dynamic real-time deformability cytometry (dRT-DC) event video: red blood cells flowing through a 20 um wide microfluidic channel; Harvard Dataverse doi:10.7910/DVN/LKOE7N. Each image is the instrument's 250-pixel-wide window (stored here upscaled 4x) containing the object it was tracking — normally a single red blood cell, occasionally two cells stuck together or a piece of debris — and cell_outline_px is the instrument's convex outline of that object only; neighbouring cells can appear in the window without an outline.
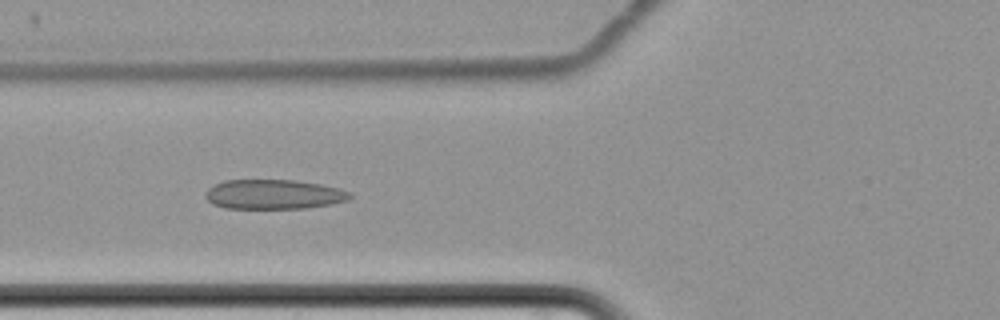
{"species": "common noctule bat (a hibernating species)", "species_latin": "Nyctalus noctula", "temperature_condition": "cold", "stored_images_in_passage": 13, "camera_frame_rate_fps": 3000, "um_per_image_px": 0.085, "animal": {"sex": "female", "body_mass_g": 22.7, "forearm_length_mm": 54.2}, "frame": {"image": 1, "passage_image": 8, "time_ms": 9.333, "image_size_px": [1000, 320], "cell_outline_px": [[352, 196], [348, 200], [332, 204], [304, 208], [224, 208], [212, 204], [204, 196], [208, 188], [224, 180], [296, 180], [320, 184], [340, 188], [352, 192]], "centroid_in_image_um": [23.29, 16.52], "position_along_channel_um": 102.5, "area_um2": 25.03}}
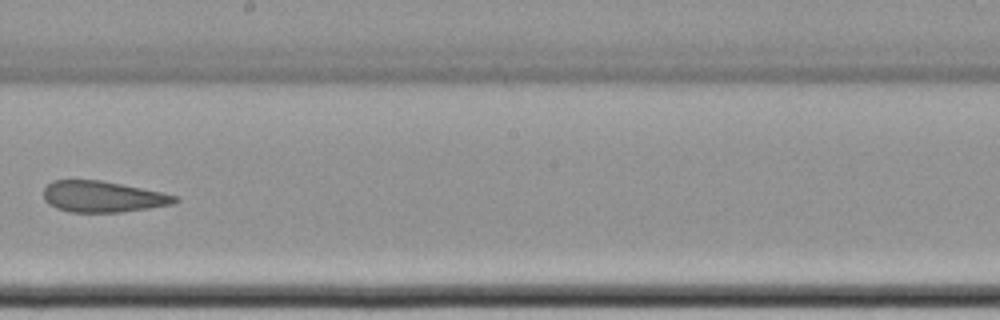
{"frame": {"image": 2, "passage_image": 11, "time_ms": 13.333, "image_size_px": [1000, 320], "cell_outline_px": [[180, 200], [172, 204], [148, 208], [120, 212], [68, 212], [56, 208], [48, 204], [44, 200], [44, 188], [52, 180], [100, 180], [160, 192], [176, 196]], "centroid_in_image_um": [8.68, 16.72], "position_along_channel_um": 239.5, "area_um2": 23.64}}
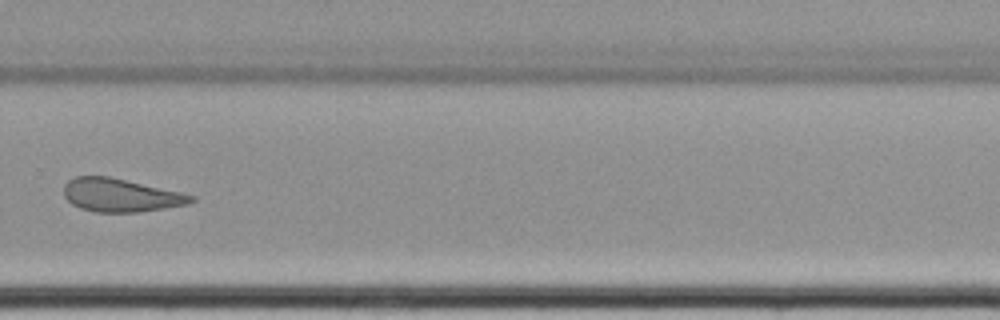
{"frame": {"image": 3, "passage_image": 13, "time_ms": 15.667, "image_size_px": [1000, 320], "cell_outline_px": [[196, 200], [188, 204], [140, 212], [96, 212], [80, 208], [72, 204], [64, 196], [64, 184], [68, 180], [76, 176], [108, 176], [180, 192], [196, 196]], "centroid_in_image_um": [10.24, 16.59], "position_along_channel_um": 319.6, "area_um2": 24.57}}